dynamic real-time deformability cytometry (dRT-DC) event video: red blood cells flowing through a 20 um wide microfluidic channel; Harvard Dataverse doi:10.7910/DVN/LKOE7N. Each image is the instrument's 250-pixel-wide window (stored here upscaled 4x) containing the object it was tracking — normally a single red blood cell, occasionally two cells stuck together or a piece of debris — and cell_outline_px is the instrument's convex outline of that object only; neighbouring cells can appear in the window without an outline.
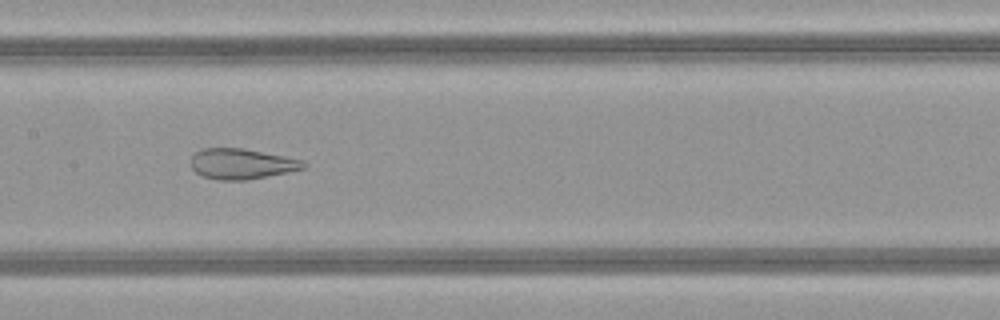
{"species": "common noctule bat (a hibernating species)", "species_latin": "Nyctalus noctula", "temperature_condition": "warm", "stored_images_in_passage": 49, "camera_frame_rate_fps": 3000, "um_per_image_px": 0.085, "animal": {"sex": "female", "body_mass_g": 21.9}, "frame": {"image": 1, "passage_image": 24, "time_ms": 7.667, "image_size_px": [1000, 320], "cell_outline_px": [[308, 164], [304, 168], [288, 172], [248, 180], [220, 180], [204, 176], [196, 172], [192, 168], [192, 156], [200, 148], [244, 148], [304, 160]], "centroid_in_image_um": [20.57, 13.92], "position_along_channel_um": 186.8, "area_um2": 20.0}}
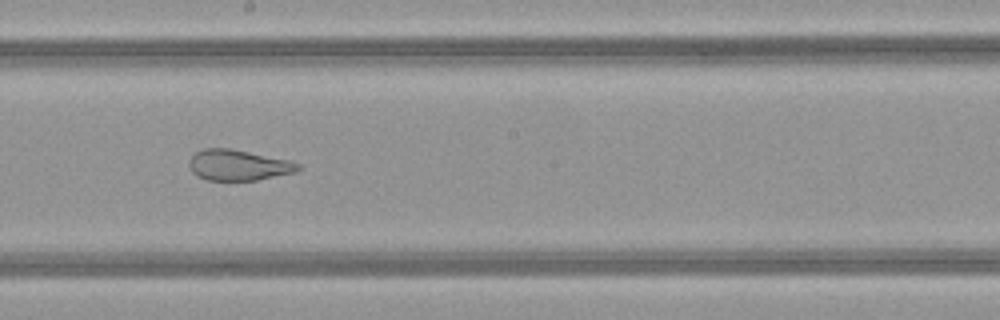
{"frame": {"image": 2, "passage_image": 27, "time_ms": 8.667, "image_size_px": [1000, 320], "cell_outline_px": [[300, 168], [296, 172], [256, 180], [208, 180], [196, 176], [192, 172], [188, 164], [192, 156], [196, 152], [204, 148], [228, 148], [292, 160], [300, 164]], "centroid_in_image_um": [20.27, 14.03], "position_along_channel_um": 227.9, "area_um2": 19.54}}
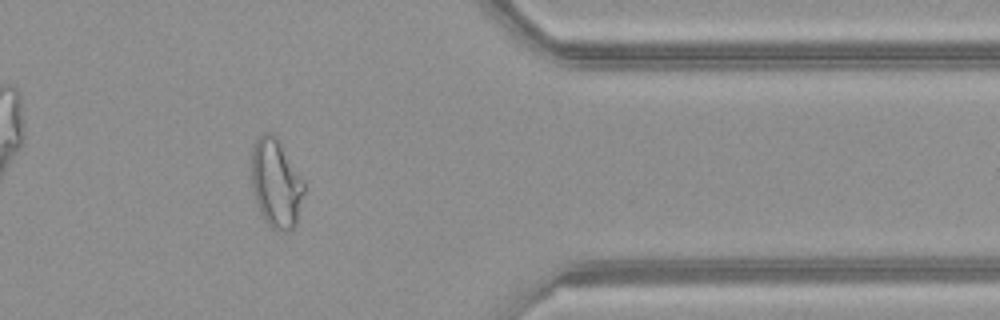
{"frame": {"image": 3, "passage_image": 40, "time_ms": 13.0, "image_size_px": [1000, 320], "cell_outline_px": [[304, 192], [296, 224], [288, 232], [284, 232], [272, 228], [268, 224], [260, 212], [256, 204], [252, 188], [252, 144], [264, 132], [272, 132], [280, 140], [304, 180]], "centroid_in_image_um": [23.47, 15.55], "position_along_channel_um": 387.9, "area_um2": 27.46}, "authors_computed_cell_mechanics": {"area_um2": 28.5532, "velocity_mm_per_s": 4.1334, "shape_relaxation_time_tau1_ms": null, "shape_relaxation_time_tau2_ms": 0.8647, "deformation_change_tau1": null, "deformation_change_tau2": 0.0948}}